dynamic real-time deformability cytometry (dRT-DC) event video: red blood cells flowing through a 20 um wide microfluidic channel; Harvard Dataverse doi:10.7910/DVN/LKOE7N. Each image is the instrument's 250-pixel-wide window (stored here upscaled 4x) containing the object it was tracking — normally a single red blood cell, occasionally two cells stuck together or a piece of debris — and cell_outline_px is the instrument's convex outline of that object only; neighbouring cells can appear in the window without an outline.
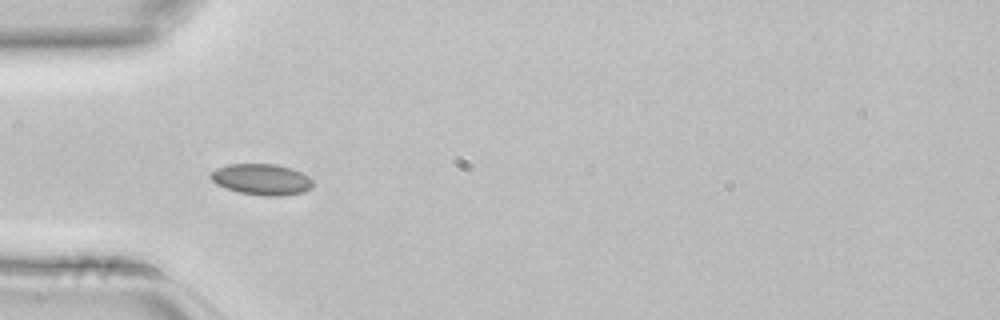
{"species": "common noctule bat (a hibernating species)", "species_latin": "Nyctalus noctula", "temperature_condition": "room temperature", "stored_images_in_passage": 3, "camera_frame_rate_fps": 3000, "um_per_image_px": 0.085, "animal": {"sex": "female", "body_mass_g": 22.7, "forearm_length_mm": 54.2}, "frame": {"image": 1, "passage_image": 3, "time_ms": 0.667, "image_size_px": [1000, 320], "cell_outline_px": [[312, 188], [304, 192], [284, 196], [264, 196], [240, 192], [216, 184], [208, 176], [216, 168], [228, 164], [276, 164], [292, 168], [308, 176], [312, 180]], "centroid_in_image_um": [22.25, 15.25], "position_along_channel_um": 62.7, "area_um2": 18.55}}